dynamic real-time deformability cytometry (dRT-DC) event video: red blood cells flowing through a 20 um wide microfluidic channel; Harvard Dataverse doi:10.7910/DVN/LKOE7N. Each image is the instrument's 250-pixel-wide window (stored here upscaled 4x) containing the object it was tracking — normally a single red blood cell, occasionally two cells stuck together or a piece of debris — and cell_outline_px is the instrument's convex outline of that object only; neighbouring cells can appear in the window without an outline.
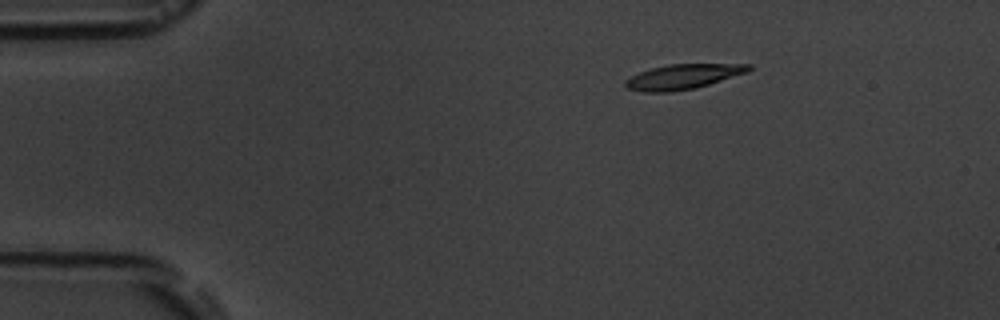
{"species": "common noctule bat (a hibernating species)", "species_latin": "Nyctalus noctula", "temperature_condition": "room temperature", "stored_images_in_passage": 13, "camera_frame_rate_fps": 3000, "um_per_image_px": 0.085, "animal": {"sex": "male", "body_mass_g": 19.5, "forearm_length_mm": 54.6}, "frame": {"image": 1, "passage_image": 3, "time_ms": 2.333, "image_size_px": [1000, 320], "cell_outline_px": [[752, 68], [748, 72], [696, 88], [672, 92], [644, 92], [628, 88], [624, 84], [624, 80], [640, 72], [652, 68], [668, 64], [752, 64]], "centroid_in_image_um": [58.07, 6.52], "position_along_channel_um": 26.9, "area_um2": 17.86}}
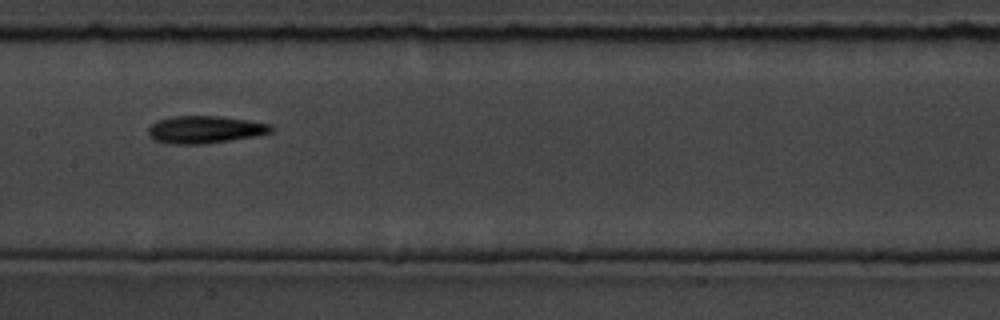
{"frame": {"image": 2, "passage_image": 8, "time_ms": 8.667, "image_size_px": [1000, 320], "cell_outline_px": [[276, 128], [272, 132], [252, 136], [204, 144], [172, 144], [152, 140], [148, 136], [148, 128], [156, 120], [172, 116], [216, 116], [248, 120], [272, 124]], "centroid_in_image_um": [17.39, 11.01], "position_along_channel_um": 190.0, "area_um2": 19.71}}
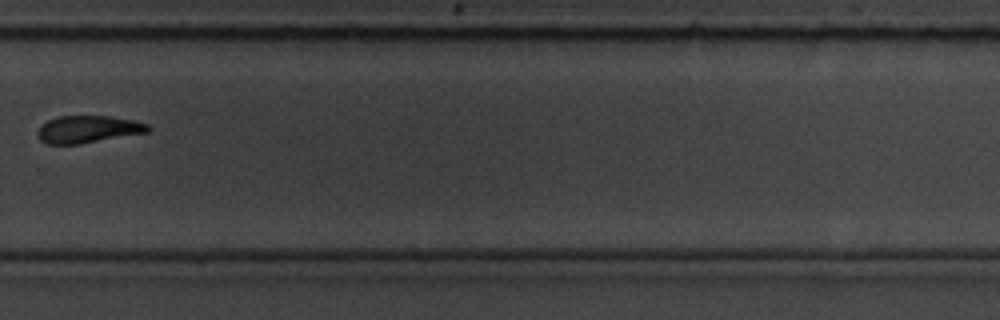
{"frame": {"image": 3, "passage_image": 11, "time_ms": 12.333, "image_size_px": [1000, 320], "cell_outline_px": [[152, 128], [148, 132], [80, 144], [48, 144], [40, 140], [36, 132], [48, 120], [60, 116], [108, 116], [132, 120], [148, 124]], "centroid_in_image_um": [7.49, 10.99], "position_along_channel_um": 322.3, "area_um2": 17.4}, "authors_computed_cell_mechanics": {"area_um2": 17.6868, "velocity_mm_per_s": 3.6291, "shape_relaxation_time_tau1_ms": 1.9774, "shape_relaxation_time_tau2_ms": 2.2245, "deformation_change_tau1": 0.1399, "deformation_change_tau2": 0.1151}}